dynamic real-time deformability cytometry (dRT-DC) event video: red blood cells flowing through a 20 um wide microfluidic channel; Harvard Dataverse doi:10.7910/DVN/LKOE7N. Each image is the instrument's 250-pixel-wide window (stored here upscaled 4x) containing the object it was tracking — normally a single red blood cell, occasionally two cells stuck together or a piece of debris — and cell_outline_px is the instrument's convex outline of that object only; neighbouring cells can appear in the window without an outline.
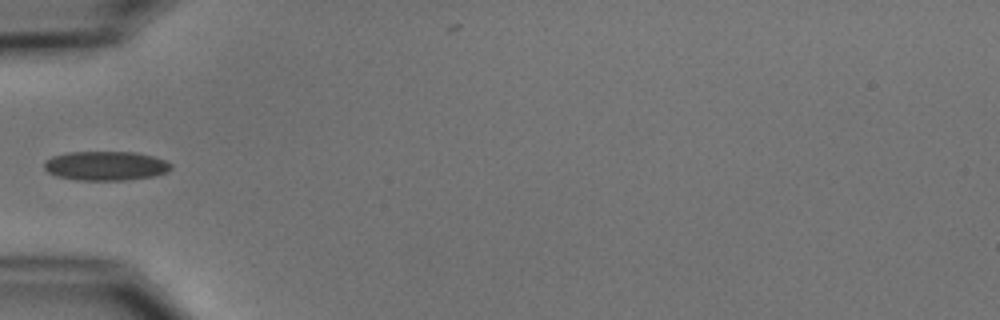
{"species": "common noctule bat (a hibernating species)", "species_latin": "Nyctalus noctula", "temperature_condition": "cold", "stored_images_in_passage": 6, "camera_frame_rate_fps": 3000, "um_per_image_px": 0.085, "animal": {"sex": "male", "body_mass_g": 15.6}, "frame": {"image": 1, "passage_image": 5, "time_ms": 4.667, "image_size_px": [1000, 320], "cell_outline_px": [[172, 168], [168, 172], [156, 176], [124, 180], [80, 180], [56, 176], [48, 172], [44, 168], [44, 160], [52, 156], [68, 152], [136, 152], [152, 156], [164, 160], [172, 164]], "centroid_in_image_um": [8.99, 14.09], "position_along_channel_um": 76.0, "area_um2": 21.73}}